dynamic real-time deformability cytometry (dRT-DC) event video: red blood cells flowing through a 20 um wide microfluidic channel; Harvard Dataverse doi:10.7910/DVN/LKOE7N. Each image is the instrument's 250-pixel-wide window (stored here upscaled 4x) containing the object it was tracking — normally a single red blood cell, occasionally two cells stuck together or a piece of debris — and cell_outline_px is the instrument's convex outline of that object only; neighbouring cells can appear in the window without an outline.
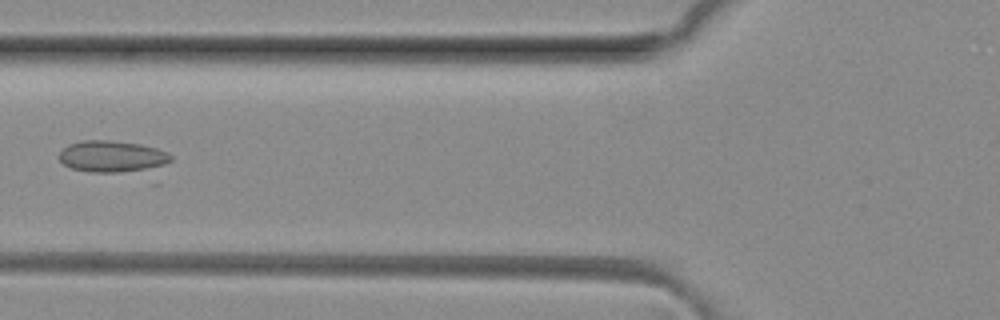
{"species": "common noctule bat (a hibernating species)", "species_latin": "Nyctalus noctula", "temperature_condition": "room temperature", "stored_images_in_passage": 6, "camera_frame_rate_fps": 3000, "um_per_image_px": 0.085, "animal": {"sex": "female", "body_mass_g": 29.2, "forearm_length_mm": 56.3}, "frame": {"image": 1, "passage_image": 5, "time_ms": 1.333, "image_size_px": [1000, 320], "cell_outline_px": [[172, 160], [156, 168], [120, 172], [92, 172], [72, 168], [64, 164], [60, 160], [60, 152], [68, 144], [84, 140], [112, 140], [140, 144], [156, 148], [168, 152], [172, 156]], "centroid_in_image_um": [9.55, 13.29], "position_along_channel_um": 116.2, "area_um2": 20.46}}
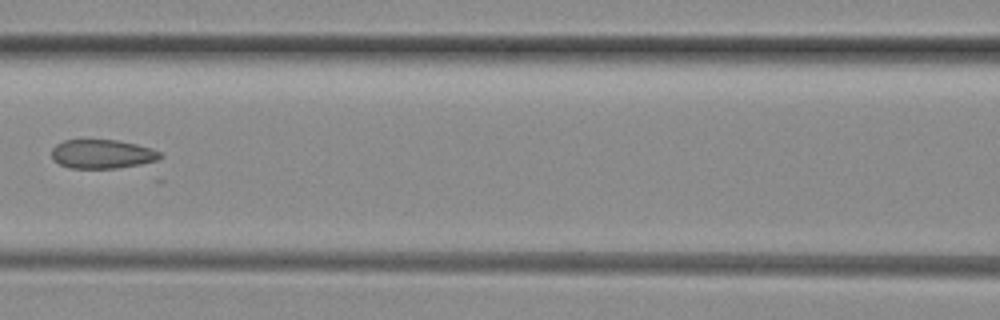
{"frame": {"image": 2, "passage_image": 6, "time_ms": 1.667, "image_size_px": [1000, 320], "cell_outline_px": [[164, 156], [156, 160], [140, 164], [116, 168], [68, 168], [52, 160], [52, 148], [56, 144], [64, 140], [116, 140], [136, 144], [152, 148], [160, 152]], "centroid_in_image_um": [8.67, 13.09], "position_along_channel_um": 157.9, "area_um2": 18.32}}